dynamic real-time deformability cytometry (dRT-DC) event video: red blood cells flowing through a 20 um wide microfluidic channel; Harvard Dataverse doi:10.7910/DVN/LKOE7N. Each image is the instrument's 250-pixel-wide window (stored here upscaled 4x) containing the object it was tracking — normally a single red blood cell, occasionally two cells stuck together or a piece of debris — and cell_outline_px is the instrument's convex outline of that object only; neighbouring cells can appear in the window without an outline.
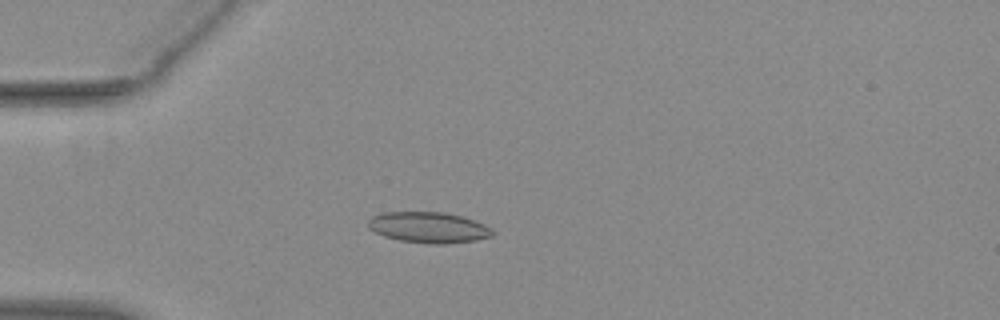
{"species": "common noctule bat (a hibernating species)", "species_latin": "Nyctalus noctula", "temperature_condition": "warm", "stored_images_in_passage": 41, "camera_frame_rate_fps": 3000, "um_per_image_px": 0.085, "animal": {"sex": "female", "body_mass_g": 29.2, "forearm_length_mm": 56.3}, "frame": {"image": 1, "passage_image": 3, "time_ms": 0.667, "image_size_px": [1000, 320], "cell_outline_px": [[496, 232], [492, 236], [476, 240], [444, 244], [428, 244], [400, 240], [384, 236], [368, 228], [368, 220], [372, 216], [384, 212], [444, 212], [460, 216], [484, 224], [492, 228]], "centroid_in_image_um": [36.44, 19.33], "position_along_channel_um": 48.6, "area_um2": 22.37}}
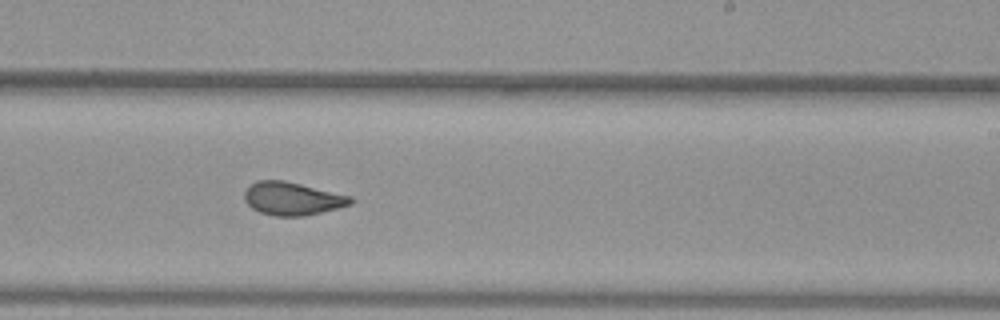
{"frame": {"image": 2, "passage_image": 21, "time_ms": 6.667, "image_size_px": [1000, 320], "cell_outline_px": [[356, 200], [352, 204], [304, 216], [276, 216], [260, 212], [252, 208], [244, 200], [244, 192], [256, 180], [284, 180], [352, 196]], "centroid_in_image_um": [24.86, 16.88], "position_along_channel_um": 264.1, "area_um2": 20.4}}
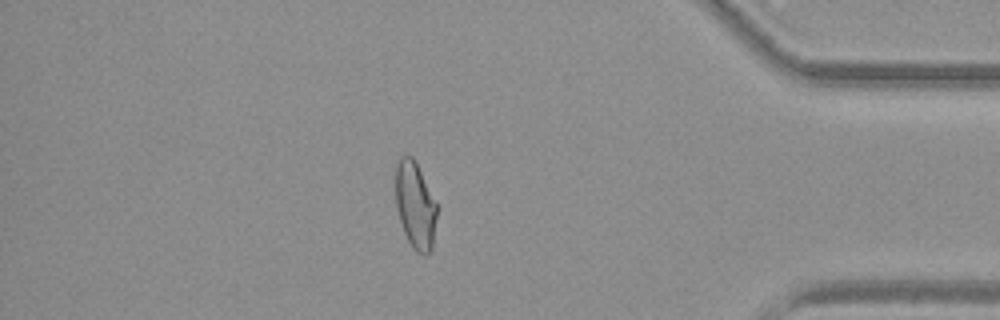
{"frame": {"image": 3, "passage_image": 34, "time_ms": 11.0, "image_size_px": [1000, 320], "cell_outline_px": [[436, 216], [432, 248], [424, 256], [416, 252], [412, 248], [404, 232], [396, 208], [396, 164], [400, 156], [412, 156], [416, 160], [436, 204]], "centroid_in_image_um": [35.28, 17.44], "position_along_channel_um": 399.9, "area_um2": 20.75}, "authors_computed_cell_mechanics": {"area_um2": 20.9236, "velocity_mm_per_s": 3.9106, "shape_relaxation_time_tau1_ms": null, "shape_relaxation_time_tau2_ms": 1.8879, "deformation_change_tau1": null, "deformation_change_tau2": 0.0784}}